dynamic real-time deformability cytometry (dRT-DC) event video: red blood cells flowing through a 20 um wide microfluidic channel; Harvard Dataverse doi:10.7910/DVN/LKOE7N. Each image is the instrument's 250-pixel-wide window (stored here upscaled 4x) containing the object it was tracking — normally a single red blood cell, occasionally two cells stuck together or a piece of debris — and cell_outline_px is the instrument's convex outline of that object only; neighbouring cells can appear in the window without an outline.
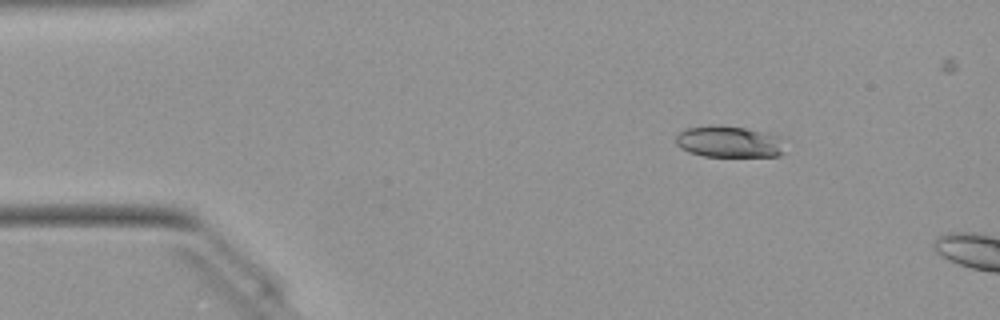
{"species": "Egyptian fruit bat (a non-hibernating species)", "species_latin": "Rousettus aegyptiacus", "temperature_condition": "warm", "stored_images_in_passage": 42, "camera_frame_rate_fps": 3000, "um_per_image_px": 0.085, "animal": {"sex": "female"}, "frame": {"image": 1, "passage_image": 1, "time_ms": 0.0, "image_size_px": [1000, 320], "cell_outline_px": [[784, 152], [780, 156], [704, 156], [688, 152], [680, 148], [676, 144], [676, 136], [680, 132], [688, 128], [712, 124], [716, 124], [744, 128], [776, 136]], "centroid_in_image_um": [61.87, 12.05], "position_along_channel_um": 23.1, "area_um2": 19.65}}
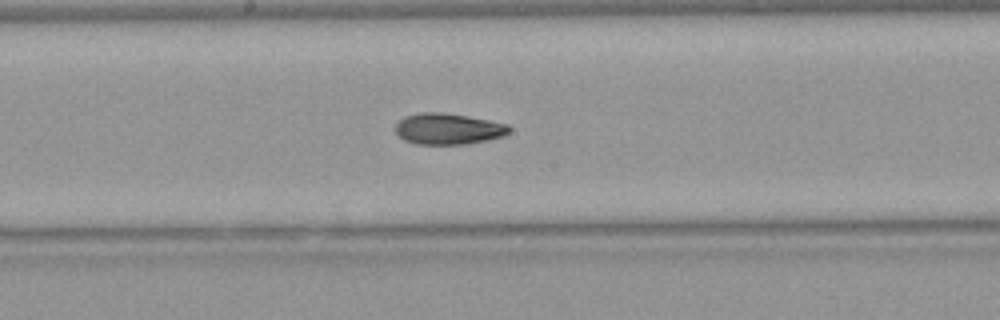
{"frame": {"image": 2, "passage_image": 20, "time_ms": 6.333, "image_size_px": [1000, 320], "cell_outline_px": [[512, 128], [508, 132], [500, 136], [488, 140], [464, 144], [416, 144], [404, 140], [396, 132], [396, 124], [404, 116], [420, 112], [440, 112], [468, 116], [508, 124]], "centroid_in_image_um": [38.08, 10.94], "position_along_channel_um": 210.1, "area_um2": 20.52}}
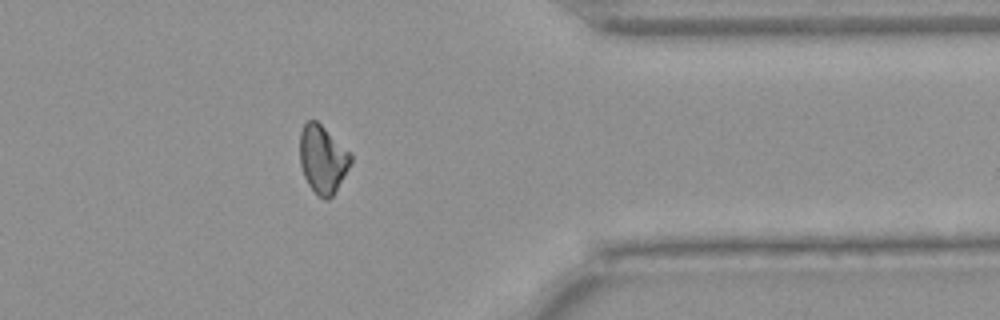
{"frame": {"image": 3, "passage_image": 34, "time_ms": 11.0, "image_size_px": [1000, 320], "cell_outline_px": [[352, 160], [348, 168], [332, 196], [328, 200], [324, 200], [308, 184], [304, 176], [300, 164], [300, 132], [304, 124], [308, 120], [316, 120], [352, 152]], "centroid_in_image_um": [27.43, 13.5], "position_along_channel_um": 384.0, "area_um2": 20.06}, "authors_computed_cell_mechanics": {"area_um2": 20.5479, "velocity_mm_per_s": 4.0815, "shape_relaxation_time_tau1_ms": 10.9512, "shape_relaxation_time_tau2_ms": 5.7658, "deformation_change_tau1": 0.2304, "deformation_change_tau2": 0.1271}}